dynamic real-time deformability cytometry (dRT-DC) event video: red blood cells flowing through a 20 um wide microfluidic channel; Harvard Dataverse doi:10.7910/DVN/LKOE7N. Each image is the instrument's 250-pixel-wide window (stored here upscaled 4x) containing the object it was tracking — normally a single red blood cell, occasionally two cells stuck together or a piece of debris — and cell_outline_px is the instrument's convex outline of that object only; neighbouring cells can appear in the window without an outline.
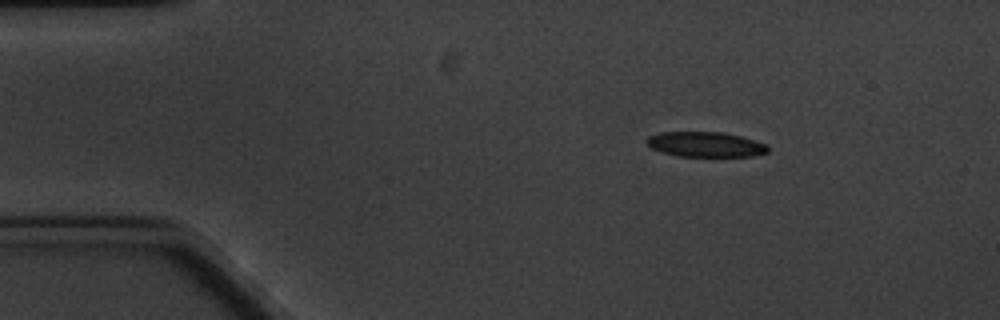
{"species": "common noctule bat (a hibernating species)", "species_latin": "Nyctalus noctula", "temperature_condition": "cold", "stored_images_in_passage": 4, "segment_of_instrument_passage": [1, 2], "camera_frame_rate_fps": 3000, "um_per_image_px": 0.085, "animal": {"sex": "male", "body_mass_g": 20.1, "forearm_length_mm": 53.5}, "frame": {"image": 1, "passage_image": 1, "time_ms": 0.0, "image_size_px": [1000, 320], "cell_outline_px": [[768, 152], [752, 156], [680, 156], [664, 152], [652, 148], [644, 140], [648, 136], [660, 132], [724, 132], [740, 136], [768, 144]], "centroid_in_image_um": [59.98, 12.26], "position_along_channel_um": 25.0, "area_um2": 17.63}}